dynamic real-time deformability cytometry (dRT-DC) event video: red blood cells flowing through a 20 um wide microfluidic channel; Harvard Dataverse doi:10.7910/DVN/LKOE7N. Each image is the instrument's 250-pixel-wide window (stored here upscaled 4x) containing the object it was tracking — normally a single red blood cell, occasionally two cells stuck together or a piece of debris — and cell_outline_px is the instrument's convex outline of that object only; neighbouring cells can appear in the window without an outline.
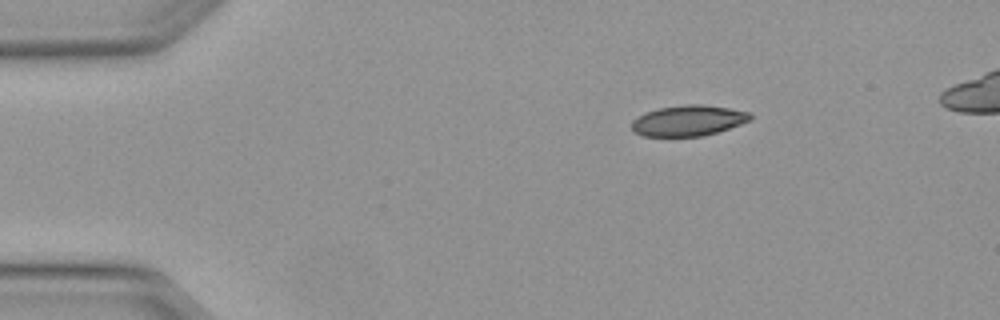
{"species": "Egyptian fruit bat (a non-hibernating species)", "species_latin": "Rousettus aegyptiacus", "temperature_condition": "warm", "stored_images_in_passage": 41, "camera_frame_rate_fps": 3000, "um_per_image_px": 0.085, "animal": {"sex": "female"}, "frame": {"image": 1, "passage_image": 1, "time_ms": 0.0, "image_size_px": [1000, 320], "cell_outline_px": [[752, 120], [716, 132], [700, 136], [644, 136], [632, 132], [632, 120], [648, 112], [660, 108], [684, 104], [704, 104], [752, 112]], "centroid_in_image_um": [58.53, 10.24], "position_along_channel_um": 26.5, "area_um2": 21.1}}
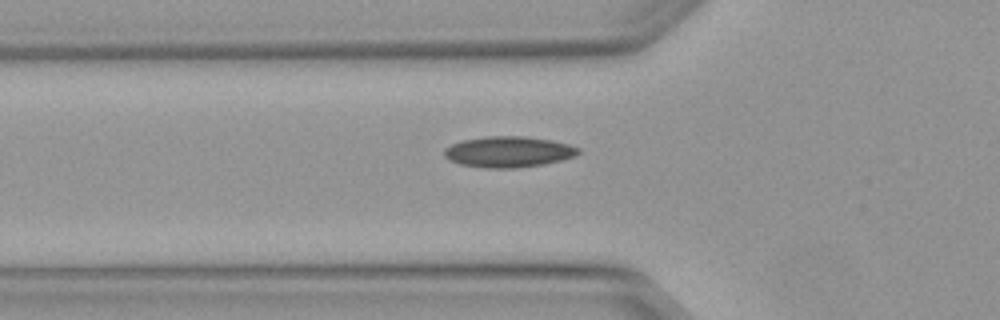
{"frame": {"image": 2, "passage_image": 10, "time_ms": 3.0, "image_size_px": [1000, 320], "cell_outline_px": [[580, 152], [576, 156], [544, 164], [516, 168], [484, 168], [460, 164], [444, 156], [444, 148], [452, 144], [464, 140], [488, 136], [524, 136], [552, 140], [568, 144], [580, 148]], "centroid_in_image_um": [43.24, 12.9], "position_along_channel_um": 82.6, "area_um2": 24.1}}
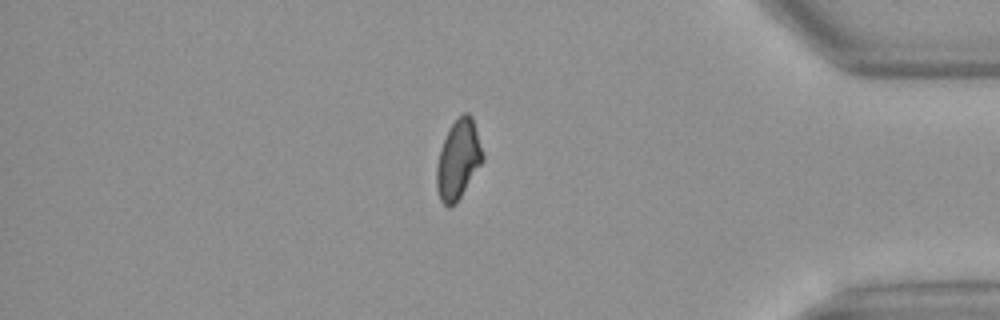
{"frame": {"image": 3, "passage_image": 35, "time_ms": 11.333, "image_size_px": [1000, 320], "cell_outline_px": [[484, 160], [456, 204], [448, 208], [440, 200], [436, 188], [436, 168], [440, 148], [448, 128], [464, 112], [468, 112], [472, 116], [484, 156]], "centroid_in_image_um": [38.94, 13.58], "position_along_channel_um": 396.3, "area_um2": 21.39}}